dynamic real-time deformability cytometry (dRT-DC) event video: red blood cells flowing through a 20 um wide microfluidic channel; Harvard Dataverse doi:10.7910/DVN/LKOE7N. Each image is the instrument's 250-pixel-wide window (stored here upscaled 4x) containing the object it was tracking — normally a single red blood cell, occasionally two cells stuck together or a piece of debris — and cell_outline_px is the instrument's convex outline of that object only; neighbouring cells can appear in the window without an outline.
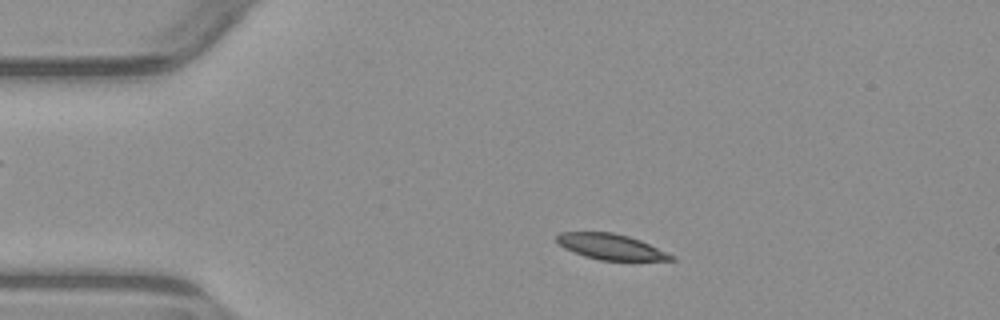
{"species": "common noctule bat (a hibernating species)", "species_latin": "Nyctalus noctula", "temperature_condition": "warm", "stored_images_in_passage": 3, "camera_frame_rate_fps": 3000, "um_per_image_px": 0.085, "animal": {"sex": "male", "body_mass_g": 23.1, "forearm_length_mm": 52.7}, "frame": {"image": 1, "passage_image": 1, "time_ms": 0.0, "image_size_px": [1000, 320], "cell_outline_px": [[676, 260], [600, 260], [584, 256], [572, 252], [564, 248], [556, 240], [556, 236], [560, 232], [612, 232], [628, 236], [640, 240], [676, 256]], "centroid_in_image_um": [51.92, 20.97], "position_along_channel_um": 33.1, "area_um2": 17.05}}
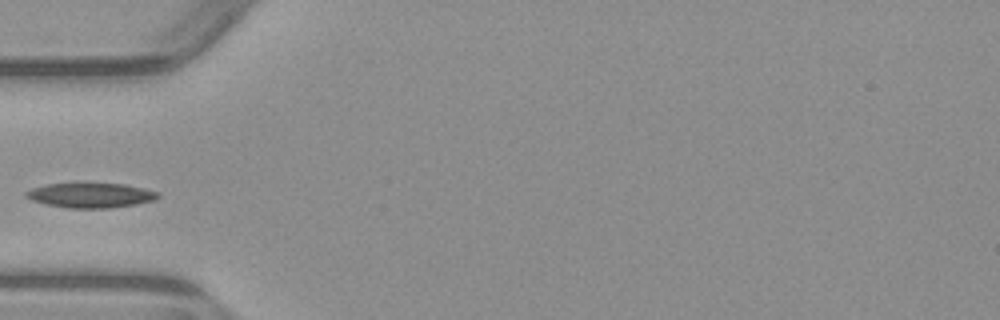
{"frame": {"image": 2, "passage_image": 3, "time_ms": 2.333, "image_size_px": [1000, 320], "cell_outline_px": [[160, 196], [156, 200], [136, 204], [108, 208], [68, 208], [48, 204], [32, 200], [24, 196], [24, 192], [32, 188], [48, 184], [124, 184], [160, 192]], "centroid_in_image_um": [7.73, 16.61], "position_along_channel_um": 77.3, "area_um2": 18.84}}